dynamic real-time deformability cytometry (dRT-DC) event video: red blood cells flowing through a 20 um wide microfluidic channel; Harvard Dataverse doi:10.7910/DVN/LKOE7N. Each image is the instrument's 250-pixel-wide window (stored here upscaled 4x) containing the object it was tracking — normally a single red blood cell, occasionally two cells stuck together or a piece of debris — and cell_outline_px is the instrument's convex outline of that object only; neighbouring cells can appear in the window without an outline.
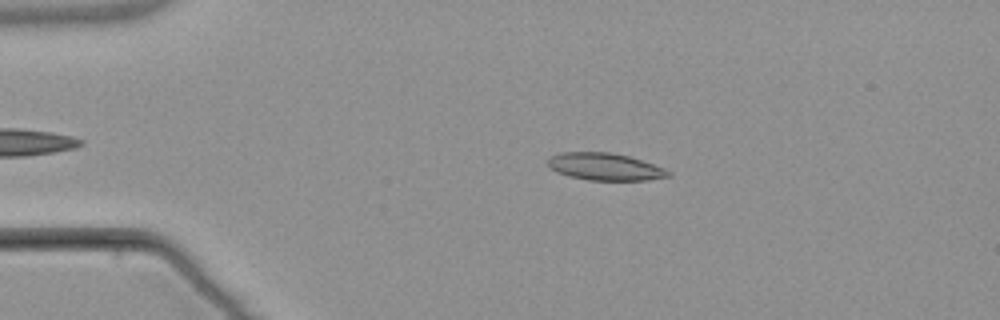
{"species": "common noctule bat (a hibernating species)", "species_latin": "Nyctalus noctula", "temperature_condition": "warm", "stored_images_in_passage": 5, "camera_frame_rate_fps": 3000, "um_per_image_px": 0.085, "animal": {"sex": "male", "body_mass_g": 21.5, "forearm_length_mm": 52.0}, "frame": {"image": 1, "passage_image": 4, "time_ms": 6.0, "image_size_px": [1000, 320], "cell_outline_px": [[672, 176], [648, 180], [588, 180], [568, 176], [556, 172], [548, 164], [548, 160], [552, 156], [560, 152], [612, 152], [628, 156], [664, 168], [672, 172]], "centroid_in_image_um": [51.44, 14.17], "position_along_channel_um": 33.6, "area_um2": 19.07}}